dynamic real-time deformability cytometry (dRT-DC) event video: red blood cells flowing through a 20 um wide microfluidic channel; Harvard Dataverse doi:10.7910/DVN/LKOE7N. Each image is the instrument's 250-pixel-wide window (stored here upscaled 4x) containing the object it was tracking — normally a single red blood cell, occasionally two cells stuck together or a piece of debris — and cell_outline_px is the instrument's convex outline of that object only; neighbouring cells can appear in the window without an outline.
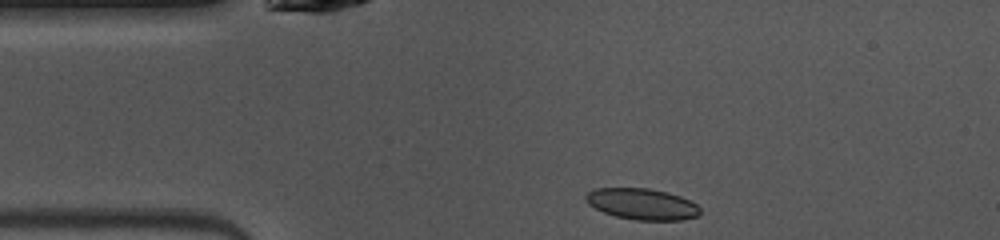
{"species": "common noctule bat (a hibernating species)", "species_latin": "Nyctalus noctula", "temperature_condition": "warm", "stored_images_in_passage": 37, "camera_frame_rate_fps": 3000, "um_per_image_px": 0.085, "animal": {"sex": "female", "body_mass_g": 10.0, "forearm_length_mm": 53.1}, "frame": {"image": 1, "passage_image": 1, "time_ms": 0.0, "image_size_px": [1000, 240], "cell_outline_px": [[700, 216], [680, 220], [636, 220], [616, 216], [604, 212], [588, 204], [584, 200], [584, 196], [588, 192], [596, 188], [648, 188], [668, 192], [680, 196], [696, 204], [700, 208]], "centroid_in_image_um": [54.57, 17.34], "position_along_channel_um": 30.4, "area_um2": 20.81}}
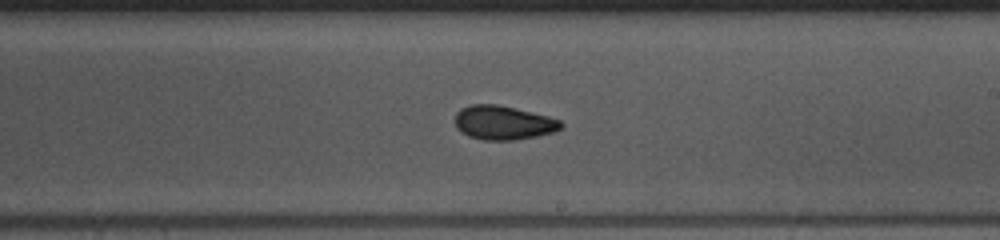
{"frame": {"image": 2, "passage_image": 19, "time_ms": 6.0, "image_size_px": [1000, 240], "cell_outline_px": [[564, 124], [556, 132], [536, 136], [512, 140], [484, 140], [468, 136], [460, 132], [456, 128], [456, 112], [460, 108], [472, 104], [496, 104], [548, 116], [560, 120]], "centroid_in_image_um": [42.77, 10.43], "position_along_channel_um": 246.2, "area_um2": 20.98}}
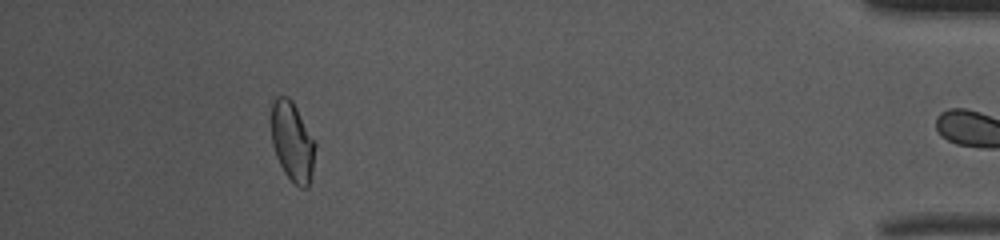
{"frame": {"image": 3, "passage_image": 36, "time_ms": 11.667, "image_size_px": [1000, 240], "cell_outline_px": [[316, 144], [312, 172], [308, 188], [300, 188], [284, 172], [276, 156], [272, 144], [272, 96], [288, 96], [292, 100], [316, 140]], "centroid_in_image_um": [24.86, 12.0], "position_along_channel_um": 410.3, "area_um2": 20.52}, "authors_computed_cell_mechanics": {"area_um2": 20.4612, "velocity_mm_per_s": 4.0709, "shape_relaxation_time_tau1_ms": 3.6793, "shape_relaxation_time_tau2_ms": 3.2465, "deformation_change_tau1": 0.1104, "deformation_change_tau2": 0.0699}}